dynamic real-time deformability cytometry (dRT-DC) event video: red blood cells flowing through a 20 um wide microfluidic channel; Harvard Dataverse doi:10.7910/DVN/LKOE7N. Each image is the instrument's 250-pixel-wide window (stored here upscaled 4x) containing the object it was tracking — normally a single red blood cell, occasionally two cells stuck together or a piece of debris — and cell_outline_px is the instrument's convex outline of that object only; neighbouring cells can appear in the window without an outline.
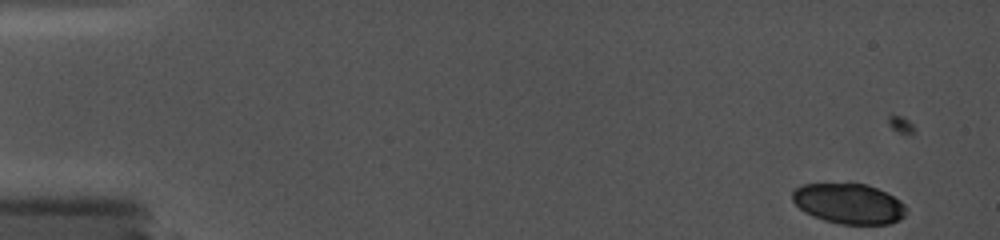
{"species": "common noctule bat (a hibernating species)", "species_latin": "Nyctalus noctula", "temperature_condition": "cold", "stored_images_in_passage": 9, "camera_frame_rate_fps": 5000, "um_per_image_px": 0.085, "animal": {"sex": "female", "body_mass_g": 19.0, "forearm_length_mm": 56.7}, "frame": {"image": 1, "passage_image": 3, "time_ms": 0.8, "image_size_px": [1000, 240], "cell_outline_px": [[908, 212], [900, 220], [888, 224], [840, 224], [824, 220], [812, 216], [804, 212], [792, 200], [792, 192], [796, 188], [804, 184], [868, 184], [900, 200], [908, 208]], "centroid_in_image_um": [72.17, 17.32], "position_along_channel_um": 12.8, "area_um2": 26.7}}